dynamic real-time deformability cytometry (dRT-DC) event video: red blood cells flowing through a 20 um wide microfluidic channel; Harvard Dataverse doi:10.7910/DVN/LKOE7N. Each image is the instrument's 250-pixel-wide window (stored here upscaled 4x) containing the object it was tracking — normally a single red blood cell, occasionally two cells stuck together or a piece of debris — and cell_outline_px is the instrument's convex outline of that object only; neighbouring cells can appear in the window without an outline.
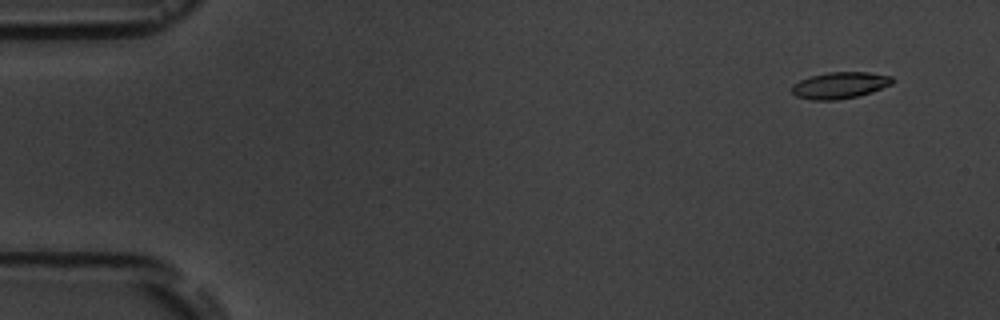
{"species": "common noctule bat (a hibernating species)", "species_latin": "Nyctalus noctula", "temperature_condition": "room temperature", "stored_images_in_passage": 8, "camera_frame_rate_fps": 3000, "um_per_image_px": 0.085, "animal": {"sex": "male", "body_mass_g": 19.5, "forearm_length_mm": 54.6}, "frame": {"image": 1, "passage_image": 1, "time_ms": 0.0, "image_size_px": [1000, 320], "cell_outline_px": [[896, 80], [892, 84], [872, 92], [856, 96], [836, 100], [812, 100], [796, 96], [792, 92], [792, 84], [808, 76], [828, 72], [868, 72], [892, 76]], "centroid_in_image_um": [71.4, 7.24], "position_along_channel_um": 13.6, "area_um2": 15.66}}
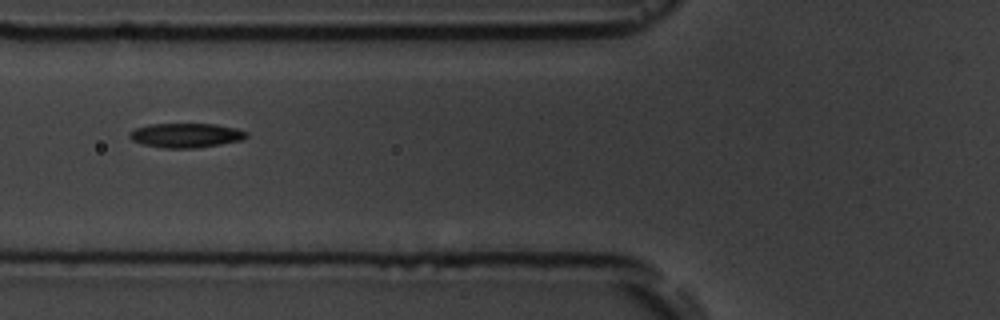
{"frame": {"image": 2, "passage_image": 6, "time_ms": 6.0, "image_size_px": [1000, 320], "cell_outline_px": [[248, 136], [240, 140], [220, 144], [196, 148], [164, 148], [144, 144], [132, 140], [128, 136], [128, 132], [136, 128], [148, 124], [216, 124], [236, 128], [248, 132]], "centroid_in_image_um": [15.79, 11.5], "position_along_channel_um": 110.0, "area_um2": 16.59}}
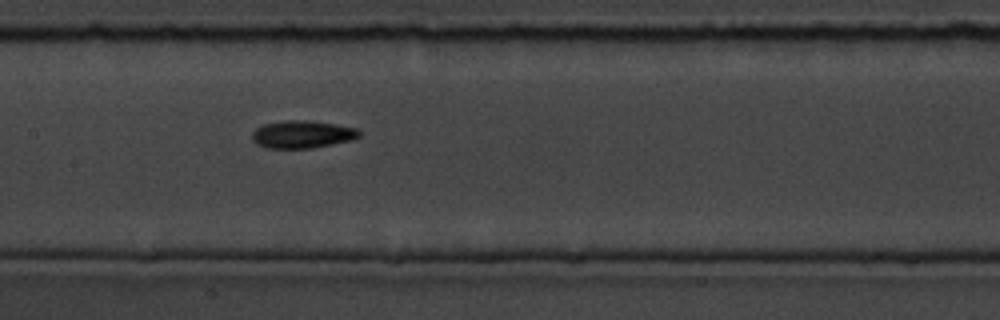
{"frame": {"image": 3, "passage_image": 8, "time_ms": 8.0, "image_size_px": [1000, 320], "cell_outline_px": [[360, 136], [352, 140], [312, 148], [268, 148], [256, 144], [252, 140], [252, 132], [256, 128], [264, 124], [288, 120], [304, 120], [332, 124], [356, 128], [360, 132]], "centroid_in_image_um": [25.66, 11.43], "position_along_channel_um": 181.7, "area_um2": 17.05}}